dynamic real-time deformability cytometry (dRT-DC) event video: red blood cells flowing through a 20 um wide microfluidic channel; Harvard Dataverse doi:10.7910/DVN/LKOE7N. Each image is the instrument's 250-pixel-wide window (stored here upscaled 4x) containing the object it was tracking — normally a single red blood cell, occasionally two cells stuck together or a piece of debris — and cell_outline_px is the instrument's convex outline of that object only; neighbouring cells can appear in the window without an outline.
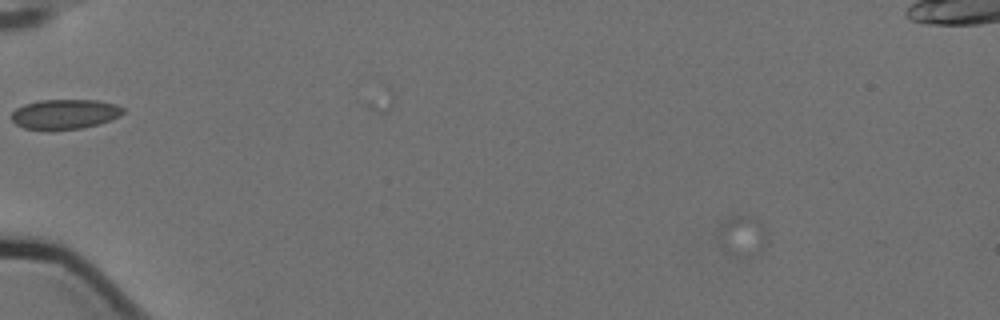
{"species": "Egyptian fruit bat (a non-hibernating species)", "species_latin": "Rousettus aegyptiacus", "temperature_condition": "cold", "stored_images_in_passage": 2, "camera_frame_rate_fps": 3000, "um_per_image_px": 0.085, "animal": {"sex": "female"}, "frame": {"image": 1, "passage_image": 1, "time_ms": 0.0, "image_size_px": [1000, 320], "cell_outline_px": [[124, 112], [120, 116], [112, 120], [80, 128], [24, 128], [16, 124], [12, 120], [12, 112], [16, 108], [24, 104], [40, 100], [96, 100], [116, 104], [124, 108]], "centroid_in_image_um": [5.54, 9.67], "position_along_channel_um": 79.5, "area_um2": 18.96}}